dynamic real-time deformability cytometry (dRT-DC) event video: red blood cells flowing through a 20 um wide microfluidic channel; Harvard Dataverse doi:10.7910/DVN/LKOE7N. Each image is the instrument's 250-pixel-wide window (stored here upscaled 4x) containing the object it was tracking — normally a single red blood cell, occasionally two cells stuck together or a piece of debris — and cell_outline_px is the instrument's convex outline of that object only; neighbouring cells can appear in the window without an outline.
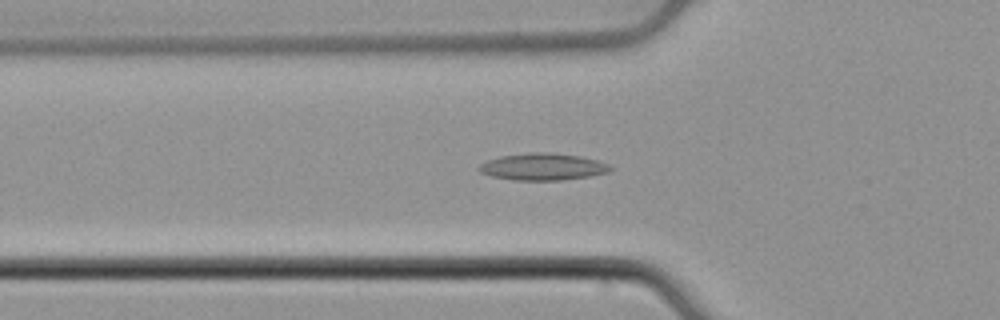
{"species": "common noctule bat (a hibernating species)", "species_latin": "Nyctalus noctula", "temperature_condition": "cold", "stored_images_in_passage": 44, "camera_frame_rate_fps": 3000, "um_per_image_px": 0.085, "animal": {"sex": "male", "body_mass_g": 21.5, "forearm_length_mm": 52.0}, "frame": {"image": 1, "passage_image": 10, "time_ms": 3.0, "image_size_px": [1000, 320], "cell_outline_px": [[612, 168], [608, 172], [588, 176], [560, 180], [512, 180], [492, 176], [480, 172], [476, 168], [480, 164], [488, 160], [500, 156], [528, 152], [548, 152], [580, 156], [596, 160], [608, 164]], "centroid_in_image_um": [46.09, 14.17], "position_along_channel_um": 79.7, "area_um2": 20.52}}
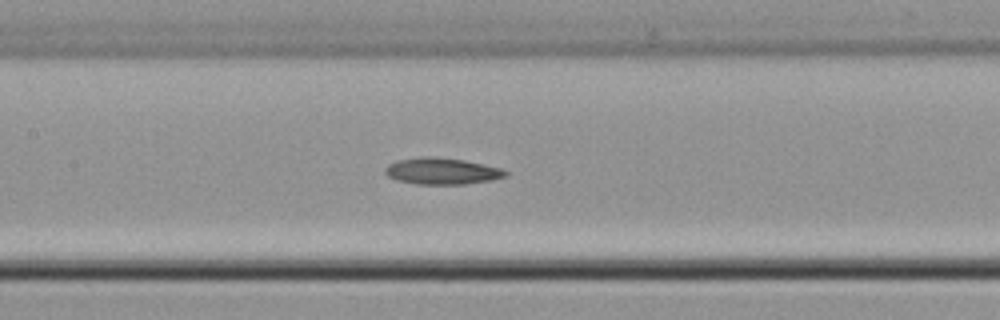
{"frame": {"image": 2, "passage_image": 17, "time_ms": 5.333, "image_size_px": [1000, 320], "cell_outline_px": [[508, 176], [492, 180], [464, 184], [416, 184], [396, 180], [388, 176], [384, 172], [384, 168], [388, 164], [396, 160], [428, 156], [432, 156], [464, 160], [500, 168], [508, 172]], "centroid_in_image_um": [37.54, 14.55], "position_along_channel_um": 169.9, "area_um2": 18.61}}
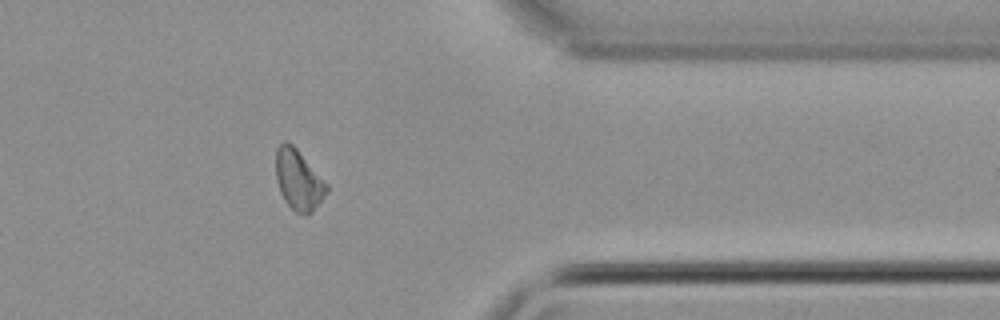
{"frame": {"image": 3, "passage_image": 35, "time_ms": 11.333, "image_size_px": [1000, 320], "cell_outline_px": [[328, 192], [312, 212], [296, 212], [284, 200], [280, 192], [276, 180], [276, 148], [284, 140], [292, 144], [296, 148], [328, 184]], "centroid_in_image_um": [25.37, 15.26], "position_along_channel_um": 386.0, "area_um2": 17.63}}